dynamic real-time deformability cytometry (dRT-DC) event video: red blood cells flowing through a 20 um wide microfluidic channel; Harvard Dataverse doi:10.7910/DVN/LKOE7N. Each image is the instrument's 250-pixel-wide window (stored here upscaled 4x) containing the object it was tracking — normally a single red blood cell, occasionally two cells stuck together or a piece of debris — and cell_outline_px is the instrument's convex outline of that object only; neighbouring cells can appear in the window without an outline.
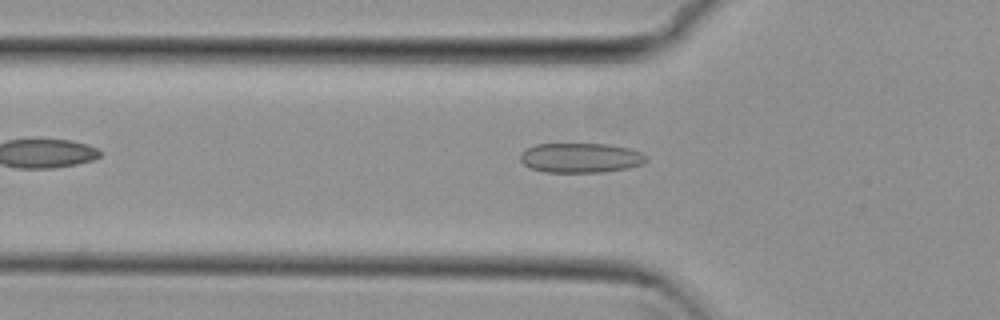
{"species": "common noctule bat (a hibernating species)", "species_latin": "Nyctalus noctula", "temperature_condition": "cold", "stored_images_in_passage": 39, "camera_frame_rate_fps": 3000, "um_per_image_px": 0.085, "animal": {"sex": "female", "body_mass_g": 29.2, "forearm_length_mm": 56.3}, "frame": {"image": 1, "passage_image": 3, "time_ms": 0.667, "image_size_px": [1000, 320], "cell_outline_px": [[648, 160], [644, 164], [628, 168], [604, 172], [544, 172], [528, 168], [520, 160], [520, 152], [536, 144], [608, 144], [628, 148], [640, 152], [648, 156]], "centroid_in_image_um": [49.36, 13.42], "position_along_channel_um": 76.4, "area_um2": 22.02}}
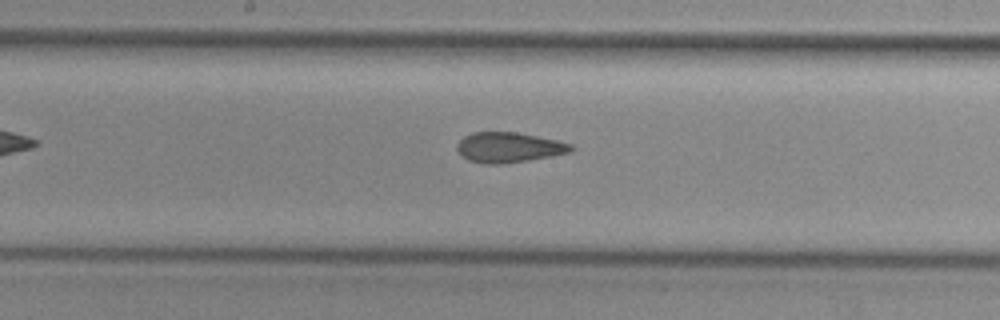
{"frame": {"image": 2, "passage_image": 13, "time_ms": 4.0, "image_size_px": [1000, 320], "cell_outline_px": [[576, 148], [572, 152], [552, 156], [504, 164], [484, 164], [468, 160], [456, 148], [456, 144], [464, 136], [472, 132], [516, 132], [556, 140], [572, 144]], "centroid_in_image_um": [43.27, 12.53], "position_along_channel_um": 204.9, "area_um2": 20.11}}
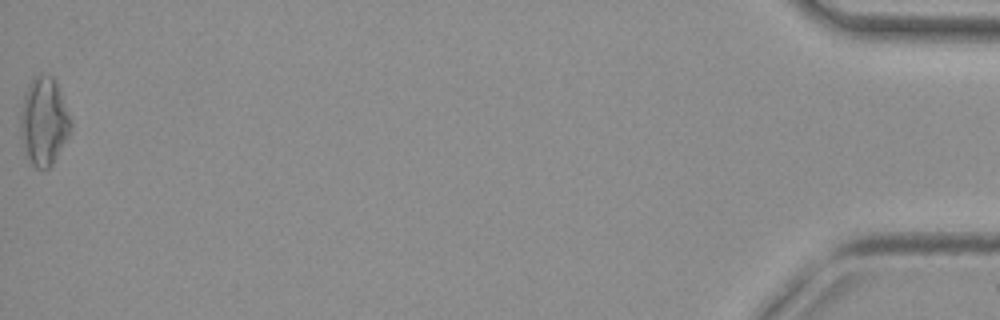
{"frame": {"image": 3, "passage_image": 39, "time_ms": 12.667, "image_size_px": [1000, 320], "cell_outline_px": [[72, 124], [68, 136], [52, 164], [44, 172], [40, 172], [24, 156], [20, 136], [20, 120], [24, 96], [28, 84], [40, 72], [52, 76], [60, 92]], "centroid_in_image_um": [3.69, 10.38], "position_along_channel_um": 431.5, "area_um2": 25.84}, "authors_computed_cell_mechanics": {"area_um2": 20.519, "velocity_mm_per_s": 3.8332, "shape_relaxation_time_tau1_ms": null, "shape_relaxation_time_tau2_ms": 1.9101, "deformation_change_tau1": null, "deformation_change_tau2": 0.0894}}